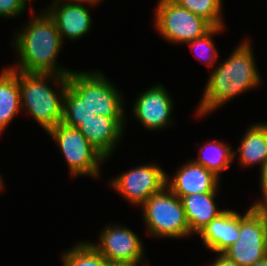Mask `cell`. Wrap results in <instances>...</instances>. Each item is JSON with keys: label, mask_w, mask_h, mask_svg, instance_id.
I'll list each match as a JSON object with an SVG mask.
<instances>
[{"label": "cell", "mask_w": 267, "mask_h": 266, "mask_svg": "<svg viewBox=\"0 0 267 266\" xmlns=\"http://www.w3.org/2000/svg\"><path fill=\"white\" fill-rule=\"evenodd\" d=\"M256 63L252 43L244 38L224 62L211 70L195 116L206 117L238 95L257 89L262 77Z\"/></svg>", "instance_id": "obj_1"}, {"label": "cell", "mask_w": 267, "mask_h": 266, "mask_svg": "<svg viewBox=\"0 0 267 266\" xmlns=\"http://www.w3.org/2000/svg\"><path fill=\"white\" fill-rule=\"evenodd\" d=\"M31 9V20L16 32L11 42L18 56L17 65L8 67L26 73L69 75L73 70L61 67L57 61L64 44L54 20L47 12L36 14Z\"/></svg>", "instance_id": "obj_2"}, {"label": "cell", "mask_w": 267, "mask_h": 266, "mask_svg": "<svg viewBox=\"0 0 267 266\" xmlns=\"http://www.w3.org/2000/svg\"><path fill=\"white\" fill-rule=\"evenodd\" d=\"M18 81L21 109L45 132L48 133L62 122L63 98L69 85L68 75L18 71ZM50 84L58 89H54Z\"/></svg>", "instance_id": "obj_3"}, {"label": "cell", "mask_w": 267, "mask_h": 266, "mask_svg": "<svg viewBox=\"0 0 267 266\" xmlns=\"http://www.w3.org/2000/svg\"><path fill=\"white\" fill-rule=\"evenodd\" d=\"M140 208L151 238L192 237L182 201L167 186L151 195Z\"/></svg>", "instance_id": "obj_4"}, {"label": "cell", "mask_w": 267, "mask_h": 266, "mask_svg": "<svg viewBox=\"0 0 267 266\" xmlns=\"http://www.w3.org/2000/svg\"><path fill=\"white\" fill-rule=\"evenodd\" d=\"M68 83L93 113L110 118H126L123 94L100 70H73L68 75Z\"/></svg>", "instance_id": "obj_5"}, {"label": "cell", "mask_w": 267, "mask_h": 266, "mask_svg": "<svg viewBox=\"0 0 267 266\" xmlns=\"http://www.w3.org/2000/svg\"><path fill=\"white\" fill-rule=\"evenodd\" d=\"M46 134L53 139L64 155L72 177L100 178V166L107 160L77 128L61 122Z\"/></svg>", "instance_id": "obj_6"}, {"label": "cell", "mask_w": 267, "mask_h": 266, "mask_svg": "<svg viewBox=\"0 0 267 266\" xmlns=\"http://www.w3.org/2000/svg\"><path fill=\"white\" fill-rule=\"evenodd\" d=\"M156 32L168 43L187 44L208 33L213 26L174 0H158L154 12Z\"/></svg>", "instance_id": "obj_7"}, {"label": "cell", "mask_w": 267, "mask_h": 266, "mask_svg": "<svg viewBox=\"0 0 267 266\" xmlns=\"http://www.w3.org/2000/svg\"><path fill=\"white\" fill-rule=\"evenodd\" d=\"M167 172L158 164L135 166L110 180V187L118 192L129 205L141 207L153 194L166 186Z\"/></svg>", "instance_id": "obj_8"}, {"label": "cell", "mask_w": 267, "mask_h": 266, "mask_svg": "<svg viewBox=\"0 0 267 266\" xmlns=\"http://www.w3.org/2000/svg\"><path fill=\"white\" fill-rule=\"evenodd\" d=\"M222 254L240 266H251L267 256L263 218L252 206L239 213V238Z\"/></svg>", "instance_id": "obj_9"}, {"label": "cell", "mask_w": 267, "mask_h": 266, "mask_svg": "<svg viewBox=\"0 0 267 266\" xmlns=\"http://www.w3.org/2000/svg\"><path fill=\"white\" fill-rule=\"evenodd\" d=\"M98 242H89L112 265L144 260L145 248L141 238L128 227L116 223L106 225Z\"/></svg>", "instance_id": "obj_10"}, {"label": "cell", "mask_w": 267, "mask_h": 266, "mask_svg": "<svg viewBox=\"0 0 267 266\" xmlns=\"http://www.w3.org/2000/svg\"><path fill=\"white\" fill-rule=\"evenodd\" d=\"M132 104V114L147 130L160 131L175 125L172 119L174 101L162 84H155L139 93Z\"/></svg>", "instance_id": "obj_11"}, {"label": "cell", "mask_w": 267, "mask_h": 266, "mask_svg": "<svg viewBox=\"0 0 267 266\" xmlns=\"http://www.w3.org/2000/svg\"><path fill=\"white\" fill-rule=\"evenodd\" d=\"M185 162L172 177L167 173L166 186L176 196L219 191L221 180L218 176L191 159Z\"/></svg>", "instance_id": "obj_12"}, {"label": "cell", "mask_w": 267, "mask_h": 266, "mask_svg": "<svg viewBox=\"0 0 267 266\" xmlns=\"http://www.w3.org/2000/svg\"><path fill=\"white\" fill-rule=\"evenodd\" d=\"M85 5L93 6L81 2H64L50 7L46 12L54 20L64 43L65 39L77 41L84 35L89 34L93 19L91 12Z\"/></svg>", "instance_id": "obj_13"}, {"label": "cell", "mask_w": 267, "mask_h": 266, "mask_svg": "<svg viewBox=\"0 0 267 266\" xmlns=\"http://www.w3.org/2000/svg\"><path fill=\"white\" fill-rule=\"evenodd\" d=\"M126 121V118H110L96 114L77 129L108 160L118 143H121Z\"/></svg>", "instance_id": "obj_14"}, {"label": "cell", "mask_w": 267, "mask_h": 266, "mask_svg": "<svg viewBox=\"0 0 267 266\" xmlns=\"http://www.w3.org/2000/svg\"><path fill=\"white\" fill-rule=\"evenodd\" d=\"M202 244L213 253H223L239 238V212L226 209L197 235Z\"/></svg>", "instance_id": "obj_15"}, {"label": "cell", "mask_w": 267, "mask_h": 266, "mask_svg": "<svg viewBox=\"0 0 267 266\" xmlns=\"http://www.w3.org/2000/svg\"><path fill=\"white\" fill-rule=\"evenodd\" d=\"M233 155L234 160L238 155L237 162L241 167L260 165L261 169L267 162V122L249 125Z\"/></svg>", "instance_id": "obj_16"}, {"label": "cell", "mask_w": 267, "mask_h": 266, "mask_svg": "<svg viewBox=\"0 0 267 266\" xmlns=\"http://www.w3.org/2000/svg\"><path fill=\"white\" fill-rule=\"evenodd\" d=\"M217 193L191 194L180 198L192 236H197L205 226L225 211L217 207Z\"/></svg>", "instance_id": "obj_17"}, {"label": "cell", "mask_w": 267, "mask_h": 266, "mask_svg": "<svg viewBox=\"0 0 267 266\" xmlns=\"http://www.w3.org/2000/svg\"><path fill=\"white\" fill-rule=\"evenodd\" d=\"M21 110L18 71L4 66L0 72V137Z\"/></svg>", "instance_id": "obj_18"}, {"label": "cell", "mask_w": 267, "mask_h": 266, "mask_svg": "<svg viewBox=\"0 0 267 266\" xmlns=\"http://www.w3.org/2000/svg\"><path fill=\"white\" fill-rule=\"evenodd\" d=\"M207 142L199 147L198 156L192 160L221 178L223 171L231 167V163H233L234 149L228 143L218 139H212Z\"/></svg>", "instance_id": "obj_19"}, {"label": "cell", "mask_w": 267, "mask_h": 266, "mask_svg": "<svg viewBox=\"0 0 267 266\" xmlns=\"http://www.w3.org/2000/svg\"><path fill=\"white\" fill-rule=\"evenodd\" d=\"M61 256L63 266H114L89 241L80 240Z\"/></svg>", "instance_id": "obj_20"}, {"label": "cell", "mask_w": 267, "mask_h": 266, "mask_svg": "<svg viewBox=\"0 0 267 266\" xmlns=\"http://www.w3.org/2000/svg\"><path fill=\"white\" fill-rule=\"evenodd\" d=\"M95 115L85 100L68 85L63 98L62 123L78 128L84 121L94 118Z\"/></svg>", "instance_id": "obj_21"}, {"label": "cell", "mask_w": 267, "mask_h": 266, "mask_svg": "<svg viewBox=\"0 0 267 266\" xmlns=\"http://www.w3.org/2000/svg\"><path fill=\"white\" fill-rule=\"evenodd\" d=\"M183 8L195 13L213 27H226L222 17L223 0H174Z\"/></svg>", "instance_id": "obj_22"}, {"label": "cell", "mask_w": 267, "mask_h": 266, "mask_svg": "<svg viewBox=\"0 0 267 266\" xmlns=\"http://www.w3.org/2000/svg\"><path fill=\"white\" fill-rule=\"evenodd\" d=\"M224 29L225 27H213L205 35L187 43L192 53H194V56L208 67H212L211 69L215 67L214 64L218 61V50L213 37H215L216 34L218 36L221 32H224Z\"/></svg>", "instance_id": "obj_23"}, {"label": "cell", "mask_w": 267, "mask_h": 266, "mask_svg": "<svg viewBox=\"0 0 267 266\" xmlns=\"http://www.w3.org/2000/svg\"><path fill=\"white\" fill-rule=\"evenodd\" d=\"M30 0H0V18L13 19L23 15Z\"/></svg>", "instance_id": "obj_24"}, {"label": "cell", "mask_w": 267, "mask_h": 266, "mask_svg": "<svg viewBox=\"0 0 267 266\" xmlns=\"http://www.w3.org/2000/svg\"><path fill=\"white\" fill-rule=\"evenodd\" d=\"M260 189H261V194H262V198L263 199H259L253 202V204H251L252 207L263 203L265 201H267V162L265 163V165L260 169Z\"/></svg>", "instance_id": "obj_25"}, {"label": "cell", "mask_w": 267, "mask_h": 266, "mask_svg": "<svg viewBox=\"0 0 267 266\" xmlns=\"http://www.w3.org/2000/svg\"><path fill=\"white\" fill-rule=\"evenodd\" d=\"M215 259L208 264L209 266H240L235 261L228 259L222 253H217Z\"/></svg>", "instance_id": "obj_26"}, {"label": "cell", "mask_w": 267, "mask_h": 266, "mask_svg": "<svg viewBox=\"0 0 267 266\" xmlns=\"http://www.w3.org/2000/svg\"><path fill=\"white\" fill-rule=\"evenodd\" d=\"M263 218L264 231H265V244L267 250V201L260 203L253 207Z\"/></svg>", "instance_id": "obj_27"}, {"label": "cell", "mask_w": 267, "mask_h": 266, "mask_svg": "<svg viewBox=\"0 0 267 266\" xmlns=\"http://www.w3.org/2000/svg\"><path fill=\"white\" fill-rule=\"evenodd\" d=\"M149 264L150 263H148L146 260L145 262L144 260H142V261L135 262V263L116 264L114 266H151Z\"/></svg>", "instance_id": "obj_28"}, {"label": "cell", "mask_w": 267, "mask_h": 266, "mask_svg": "<svg viewBox=\"0 0 267 266\" xmlns=\"http://www.w3.org/2000/svg\"><path fill=\"white\" fill-rule=\"evenodd\" d=\"M71 2H81V3H88L91 5H94V7L96 5H99L101 3V1L103 0H70Z\"/></svg>", "instance_id": "obj_29"}, {"label": "cell", "mask_w": 267, "mask_h": 266, "mask_svg": "<svg viewBox=\"0 0 267 266\" xmlns=\"http://www.w3.org/2000/svg\"><path fill=\"white\" fill-rule=\"evenodd\" d=\"M69 1L70 0H52L50 6L48 7V5H47V7H45L46 9L43 8L44 10H42V12H46L50 7H52L54 5H57V4H60V3H64V2H69Z\"/></svg>", "instance_id": "obj_30"}, {"label": "cell", "mask_w": 267, "mask_h": 266, "mask_svg": "<svg viewBox=\"0 0 267 266\" xmlns=\"http://www.w3.org/2000/svg\"><path fill=\"white\" fill-rule=\"evenodd\" d=\"M251 266H267V256L260 259L258 262H256L255 264H253Z\"/></svg>", "instance_id": "obj_31"}, {"label": "cell", "mask_w": 267, "mask_h": 266, "mask_svg": "<svg viewBox=\"0 0 267 266\" xmlns=\"http://www.w3.org/2000/svg\"><path fill=\"white\" fill-rule=\"evenodd\" d=\"M4 181H2V177H1V175H0V192L2 191L3 192V187H4V183H3Z\"/></svg>", "instance_id": "obj_32"}]
</instances>
